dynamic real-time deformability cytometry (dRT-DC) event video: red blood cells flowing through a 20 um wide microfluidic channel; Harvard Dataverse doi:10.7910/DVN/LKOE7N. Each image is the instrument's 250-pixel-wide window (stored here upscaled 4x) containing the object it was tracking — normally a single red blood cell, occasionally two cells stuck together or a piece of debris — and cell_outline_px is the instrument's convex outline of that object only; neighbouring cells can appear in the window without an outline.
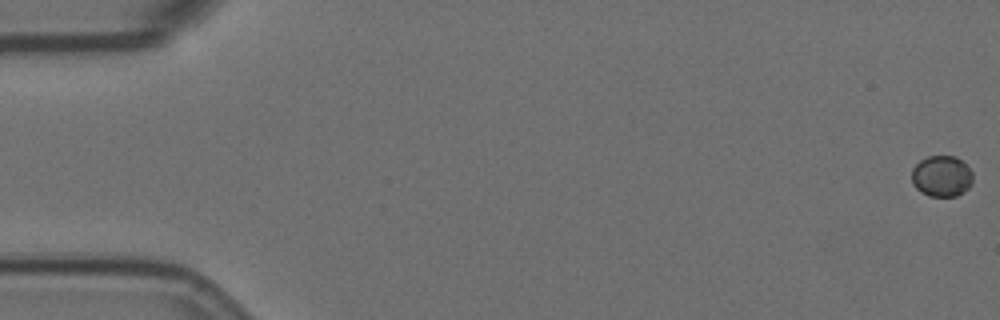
{"species": "Egyptian fruit bat (a non-hibernating species)", "species_latin": "Rousettus aegyptiacus", "temperature_condition": "room temperature", "stored_images_in_passage": 58, "camera_frame_rate_fps": 3000, "um_per_image_px": 0.085, "animal": {"sex": "female"}, "frame": {"image": 1, "passage_image": 1, "time_ms": 0.0, "image_size_px": [1000, 320], "cell_outline_px": [[972, 184], [964, 192], [956, 196], [928, 196], [920, 192], [912, 184], [912, 168], [920, 160], [928, 156], [956, 156], [972, 172]], "centroid_in_image_um": [80.02, 14.98], "position_along_channel_um": 5.0, "area_um2": 14.68}}
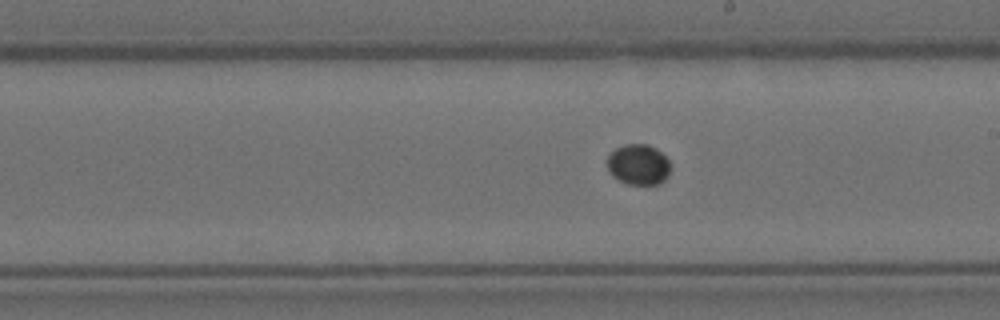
{"frame": {"image": 2, "passage_image": 33, "time_ms": 10.667, "image_size_px": [1000, 320], "cell_outline_px": [[672, 164], [668, 176], [660, 184], [628, 184], [612, 176], [608, 168], [608, 156], [616, 148], [624, 144], [648, 144], [656, 148]], "centroid_in_image_um": [54.29, 13.98], "position_along_channel_um": 234.7, "area_um2": 14.97}}
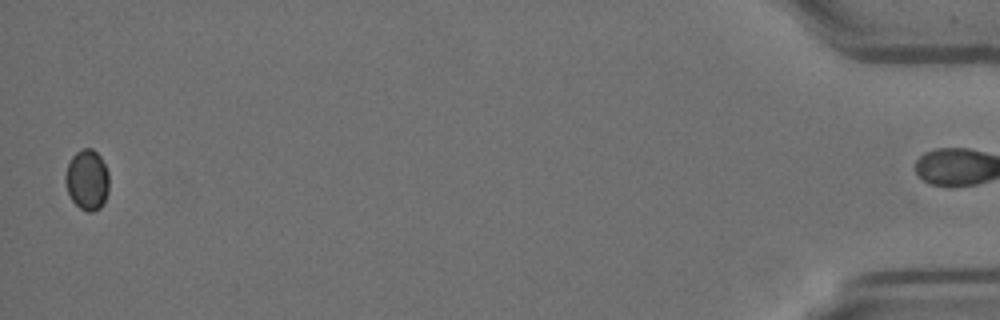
{"frame": {"image": 3, "passage_image": 57, "time_ms": 18.667, "image_size_px": [1000, 320], "cell_outline_px": [[108, 192], [100, 208], [92, 212], [88, 212], [80, 208], [72, 200], [68, 192], [64, 180], [68, 164], [72, 156], [80, 148], [92, 148], [100, 156], [108, 172]], "centroid_in_image_um": [7.4, 15.27], "position_along_channel_um": 427.8, "area_um2": 15.32}}